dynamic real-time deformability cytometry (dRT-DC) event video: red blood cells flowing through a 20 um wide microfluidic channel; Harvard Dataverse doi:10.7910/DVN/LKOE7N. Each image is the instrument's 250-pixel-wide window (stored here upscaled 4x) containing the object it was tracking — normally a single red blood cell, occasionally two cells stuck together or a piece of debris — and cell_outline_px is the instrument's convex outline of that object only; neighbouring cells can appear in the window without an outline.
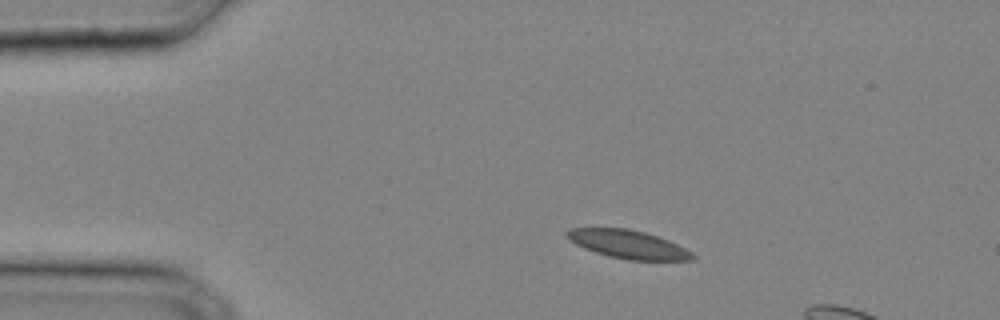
{"species": "common noctule bat (a hibernating species)", "species_latin": "Nyctalus noctula", "temperature_condition": "cold", "stored_images_in_passage": 8, "camera_frame_rate_fps": 3000, "um_per_image_px": 0.085, "animal": {"sex": "male", "body_mass_g": 20.4}, "frame": {"image": 1, "passage_image": 4, "time_ms": 1.0, "image_size_px": [1000, 320], "cell_outline_px": [[696, 260], [628, 260], [608, 256], [584, 248], [576, 244], [564, 236], [564, 232], [568, 228], [628, 228], [644, 232], [668, 240], [692, 252], [696, 256]], "centroid_in_image_um": [53.36, 20.76], "position_along_channel_um": 31.6, "area_um2": 20.75}}